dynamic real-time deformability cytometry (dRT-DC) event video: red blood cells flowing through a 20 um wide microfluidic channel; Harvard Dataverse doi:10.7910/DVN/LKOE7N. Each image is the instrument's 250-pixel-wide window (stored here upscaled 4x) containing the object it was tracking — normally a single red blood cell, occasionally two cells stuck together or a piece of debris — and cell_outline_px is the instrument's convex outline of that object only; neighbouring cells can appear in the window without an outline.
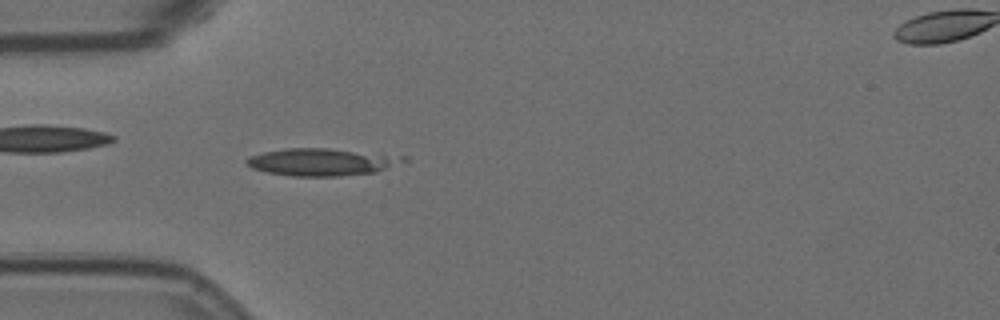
{"species": "Egyptian fruit bat (a non-hibernating species)", "species_latin": "Rousettus aegyptiacus", "temperature_condition": "room temperature", "stored_images_in_passage": 45, "camera_frame_rate_fps": 3000, "um_per_image_px": 0.085, "animal": {"sex": "female"}, "frame": {"image": 1, "passage_image": 5, "time_ms": 1.333, "image_size_px": [1000, 320], "cell_outline_px": [[408, 160], [376, 172], [340, 176], [292, 176], [268, 172], [252, 168], [244, 160], [248, 156], [264, 152], [288, 148], [328, 148], [408, 156]], "centroid_in_image_um": [27.37, 13.76], "position_along_channel_um": 57.6, "area_um2": 24.97}}